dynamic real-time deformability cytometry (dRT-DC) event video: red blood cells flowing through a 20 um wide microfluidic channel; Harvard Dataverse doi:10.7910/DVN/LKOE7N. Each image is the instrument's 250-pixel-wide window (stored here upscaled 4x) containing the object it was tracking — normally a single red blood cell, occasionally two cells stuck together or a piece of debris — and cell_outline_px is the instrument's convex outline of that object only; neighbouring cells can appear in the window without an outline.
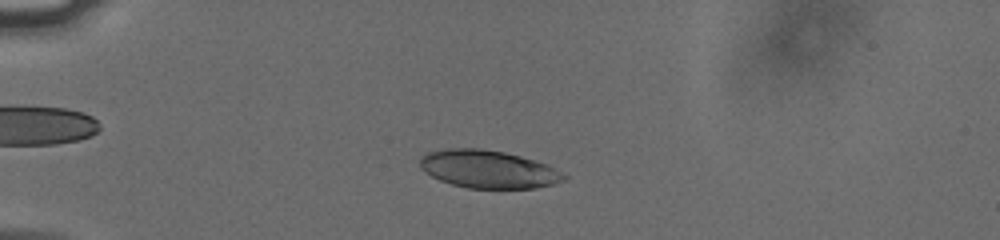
{"species": "human", "species_latin": "Homo sapiens", "temperature_condition": "cold", "stored_images_in_passage": 47, "camera_frame_rate_fps": 3000, "um_per_image_px": 0.085, "donor": {"sex": "male"}, "frame": {"image": 1, "passage_image": 8, "time_ms": 2.333, "image_size_px": [1000, 240], "cell_outline_px": [[568, 176], [564, 180], [552, 184], [536, 188], [468, 188], [452, 184], [440, 180], [424, 172], [420, 168], [420, 156], [428, 152], [448, 148], [480, 148], [504, 152], [520, 156], [548, 164]], "centroid_in_image_um": [41.49, 14.37], "position_along_channel_um": 43.5, "area_um2": 31.79}}
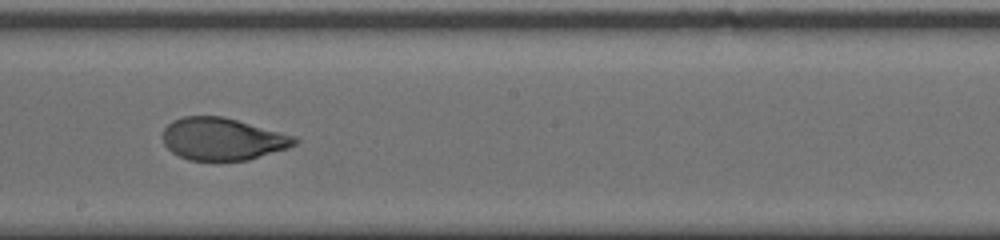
{"frame": {"image": 2, "passage_image": 26, "time_ms": 8.333, "image_size_px": [1000, 240], "cell_outline_px": [[300, 140], [296, 144], [288, 148], [248, 160], [188, 160], [172, 152], [164, 144], [164, 128], [172, 120], [184, 116], [220, 116], [236, 120], [296, 136]], "centroid_in_image_um": [18.93, 11.81], "position_along_channel_um": 229.3, "area_um2": 32.31}}
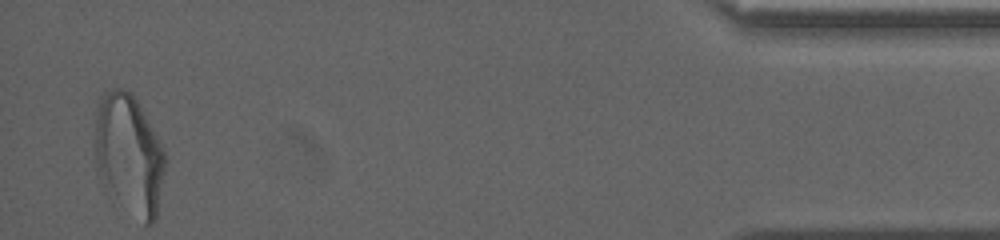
{"frame": {"image": 3, "passage_image": 47, "time_ms": 15.333, "image_size_px": [1000, 240], "cell_outline_px": [[164, 168], [156, 220], [152, 224], [144, 224], [104, 184], [96, 160], [96, 108], [100, 96], [104, 92], [112, 88], [124, 88], [132, 92], [156, 136], [164, 152]], "centroid_in_image_um": [10.97, 13.05], "position_along_channel_um": 424.2, "area_um2": 47.69}, "authors_computed_cell_mechanics": {"area_um2": 33.3506, "velocity_mm_per_s": 3.7837, "shape_relaxation_time_tau1_ms": 9.1673, "shape_relaxation_time_tau2_ms": 0.775, "deformation_change_tau1": 0.2347, "deformation_change_tau2": 0.055}}